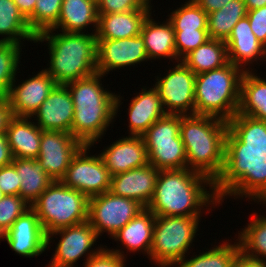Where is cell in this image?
Returning a JSON list of instances; mask_svg holds the SVG:
<instances>
[{"instance_id":"obj_1","label":"cell","mask_w":266,"mask_h":267,"mask_svg":"<svg viewBox=\"0 0 266 267\" xmlns=\"http://www.w3.org/2000/svg\"><path fill=\"white\" fill-rule=\"evenodd\" d=\"M225 164L214 182L222 206L230 199L266 201V122L236 113L228 122Z\"/></svg>"},{"instance_id":"obj_2","label":"cell","mask_w":266,"mask_h":267,"mask_svg":"<svg viewBox=\"0 0 266 267\" xmlns=\"http://www.w3.org/2000/svg\"><path fill=\"white\" fill-rule=\"evenodd\" d=\"M219 204L214 182L199 172L183 168L159 171L153 197L146 208L155 216H202L206 211V215L212 213Z\"/></svg>"},{"instance_id":"obj_3","label":"cell","mask_w":266,"mask_h":267,"mask_svg":"<svg viewBox=\"0 0 266 267\" xmlns=\"http://www.w3.org/2000/svg\"><path fill=\"white\" fill-rule=\"evenodd\" d=\"M104 78V75L96 72L65 84L74 104L71 134L83 145H92L93 148L102 142L109 126L113 127L125 101L121 93L116 94L110 88H105L102 84Z\"/></svg>"},{"instance_id":"obj_4","label":"cell","mask_w":266,"mask_h":267,"mask_svg":"<svg viewBox=\"0 0 266 267\" xmlns=\"http://www.w3.org/2000/svg\"><path fill=\"white\" fill-rule=\"evenodd\" d=\"M57 32V33H56ZM46 42V44H44ZM34 43L47 46L49 60L44 70L57 84L91 76L97 72L96 34L46 30Z\"/></svg>"},{"instance_id":"obj_5","label":"cell","mask_w":266,"mask_h":267,"mask_svg":"<svg viewBox=\"0 0 266 267\" xmlns=\"http://www.w3.org/2000/svg\"><path fill=\"white\" fill-rule=\"evenodd\" d=\"M227 131V121L220 118L180 114V135L185 147L187 168L215 182L225 164Z\"/></svg>"},{"instance_id":"obj_6","label":"cell","mask_w":266,"mask_h":267,"mask_svg":"<svg viewBox=\"0 0 266 267\" xmlns=\"http://www.w3.org/2000/svg\"><path fill=\"white\" fill-rule=\"evenodd\" d=\"M244 71L232 63L197 74L194 115L229 121L238 111L240 84Z\"/></svg>"},{"instance_id":"obj_7","label":"cell","mask_w":266,"mask_h":267,"mask_svg":"<svg viewBox=\"0 0 266 267\" xmlns=\"http://www.w3.org/2000/svg\"><path fill=\"white\" fill-rule=\"evenodd\" d=\"M201 217L155 216L150 263L155 267H176L183 258L192 254Z\"/></svg>"},{"instance_id":"obj_8","label":"cell","mask_w":266,"mask_h":267,"mask_svg":"<svg viewBox=\"0 0 266 267\" xmlns=\"http://www.w3.org/2000/svg\"><path fill=\"white\" fill-rule=\"evenodd\" d=\"M88 200L82 192L53 181L30 207L48 235L88 221Z\"/></svg>"},{"instance_id":"obj_9","label":"cell","mask_w":266,"mask_h":267,"mask_svg":"<svg viewBox=\"0 0 266 267\" xmlns=\"http://www.w3.org/2000/svg\"><path fill=\"white\" fill-rule=\"evenodd\" d=\"M149 164L158 170L187 168L185 147L180 135V114H166L142 135Z\"/></svg>"},{"instance_id":"obj_10","label":"cell","mask_w":266,"mask_h":267,"mask_svg":"<svg viewBox=\"0 0 266 267\" xmlns=\"http://www.w3.org/2000/svg\"><path fill=\"white\" fill-rule=\"evenodd\" d=\"M56 239L58 243H54ZM99 239L100 237L88 221L49 233L47 235V251L49 247L53 246L52 244H55V251L46 266L78 267V262L81 258H85L84 261L86 262L107 245H103L101 242L99 246L97 244Z\"/></svg>"},{"instance_id":"obj_11","label":"cell","mask_w":266,"mask_h":267,"mask_svg":"<svg viewBox=\"0 0 266 267\" xmlns=\"http://www.w3.org/2000/svg\"><path fill=\"white\" fill-rule=\"evenodd\" d=\"M172 66L168 63L169 68L164 69L167 73L155 76L153 86L167 114L194 115L196 74L182 61Z\"/></svg>"},{"instance_id":"obj_12","label":"cell","mask_w":266,"mask_h":267,"mask_svg":"<svg viewBox=\"0 0 266 267\" xmlns=\"http://www.w3.org/2000/svg\"><path fill=\"white\" fill-rule=\"evenodd\" d=\"M145 207L138 201L121 197L110 191L93 196L88 200V222L99 237H109L122 229Z\"/></svg>"},{"instance_id":"obj_13","label":"cell","mask_w":266,"mask_h":267,"mask_svg":"<svg viewBox=\"0 0 266 267\" xmlns=\"http://www.w3.org/2000/svg\"><path fill=\"white\" fill-rule=\"evenodd\" d=\"M90 151L92 145H83L60 180L67 187L82 192L88 199L110 191L112 177L100 155Z\"/></svg>"},{"instance_id":"obj_14","label":"cell","mask_w":266,"mask_h":267,"mask_svg":"<svg viewBox=\"0 0 266 267\" xmlns=\"http://www.w3.org/2000/svg\"><path fill=\"white\" fill-rule=\"evenodd\" d=\"M148 55L141 35L125 39H97L96 68L106 76L120 69L147 62ZM126 67V68H125ZM114 70V71H113Z\"/></svg>"},{"instance_id":"obj_15","label":"cell","mask_w":266,"mask_h":267,"mask_svg":"<svg viewBox=\"0 0 266 267\" xmlns=\"http://www.w3.org/2000/svg\"><path fill=\"white\" fill-rule=\"evenodd\" d=\"M82 146L71 133L43 130L37 160L53 181H60Z\"/></svg>"},{"instance_id":"obj_16","label":"cell","mask_w":266,"mask_h":267,"mask_svg":"<svg viewBox=\"0 0 266 267\" xmlns=\"http://www.w3.org/2000/svg\"><path fill=\"white\" fill-rule=\"evenodd\" d=\"M41 69L22 82L17 76L11 84L6 98L15 116L32 117L57 85L43 67Z\"/></svg>"},{"instance_id":"obj_17","label":"cell","mask_w":266,"mask_h":267,"mask_svg":"<svg viewBox=\"0 0 266 267\" xmlns=\"http://www.w3.org/2000/svg\"><path fill=\"white\" fill-rule=\"evenodd\" d=\"M4 240L17 255L29 259L39 257L47 251V235L31 207L19 216L0 238V241Z\"/></svg>"},{"instance_id":"obj_18","label":"cell","mask_w":266,"mask_h":267,"mask_svg":"<svg viewBox=\"0 0 266 267\" xmlns=\"http://www.w3.org/2000/svg\"><path fill=\"white\" fill-rule=\"evenodd\" d=\"M111 143L97 152L111 176L149 164L142 136L122 135Z\"/></svg>"},{"instance_id":"obj_19","label":"cell","mask_w":266,"mask_h":267,"mask_svg":"<svg viewBox=\"0 0 266 267\" xmlns=\"http://www.w3.org/2000/svg\"><path fill=\"white\" fill-rule=\"evenodd\" d=\"M154 222L155 215L149 209L145 208L112 236L111 239H113L116 244L120 242L117 244L116 248H107L126 259L127 255H129L127 254L128 252L130 254L140 252L139 254L143 253L149 260Z\"/></svg>"},{"instance_id":"obj_20","label":"cell","mask_w":266,"mask_h":267,"mask_svg":"<svg viewBox=\"0 0 266 267\" xmlns=\"http://www.w3.org/2000/svg\"><path fill=\"white\" fill-rule=\"evenodd\" d=\"M74 104L66 85L57 84L31 117L42 130L71 133Z\"/></svg>"},{"instance_id":"obj_21","label":"cell","mask_w":266,"mask_h":267,"mask_svg":"<svg viewBox=\"0 0 266 267\" xmlns=\"http://www.w3.org/2000/svg\"><path fill=\"white\" fill-rule=\"evenodd\" d=\"M151 164L111 177L110 192L140 202L145 208L151 201L159 174Z\"/></svg>"},{"instance_id":"obj_22","label":"cell","mask_w":266,"mask_h":267,"mask_svg":"<svg viewBox=\"0 0 266 267\" xmlns=\"http://www.w3.org/2000/svg\"><path fill=\"white\" fill-rule=\"evenodd\" d=\"M225 43L230 63L243 71L256 70L254 67L262 60L264 45L253 34L247 15L234 26Z\"/></svg>"},{"instance_id":"obj_23","label":"cell","mask_w":266,"mask_h":267,"mask_svg":"<svg viewBox=\"0 0 266 267\" xmlns=\"http://www.w3.org/2000/svg\"><path fill=\"white\" fill-rule=\"evenodd\" d=\"M151 86H141L140 92H136L126 108L128 136H142L154 122L167 114L158 91Z\"/></svg>"},{"instance_id":"obj_24","label":"cell","mask_w":266,"mask_h":267,"mask_svg":"<svg viewBox=\"0 0 266 267\" xmlns=\"http://www.w3.org/2000/svg\"><path fill=\"white\" fill-rule=\"evenodd\" d=\"M140 35L143 38L149 62L162 59H168L169 64L178 62L175 31L167 18L166 21L159 22L154 19L151 11L142 24Z\"/></svg>"},{"instance_id":"obj_25","label":"cell","mask_w":266,"mask_h":267,"mask_svg":"<svg viewBox=\"0 0 266 267\" xmlns=\"http://www.w3.org/2000/svg\"><path fill=\"white\" fill-rule=\"evenodd\" d=\"M98 19L97 2L94 0H63L59 19L51 29L96 34Z\"/></svg>"},{"instance_id":"obj_26","label":"cell","mask_w":266,"mask_h":267,"mask_svg":"<svg viewBox=\"0 0 266 267\" xmlns=\"http://www.w3.org/2000/svg\"><path fill=\"white\" fill-rule=\"evenodd\" d=\"M42 131L31 117L15 116L6 131L13 158L37 159Z\"/></svg>"},{"instance_id":"obj_27","label":"cell","mask_w":266,"mask_h":267,"mask_svg":"<svg viewBox=\"0 0 266 267\" xmlns=\"http://www.w3.org/2000/svg\"><path fill=\"white\" fill-rule=\"evenodd\" d=\"M153 8L133 10L124 13L98 15L97 39H125L139 36L141 27Z\"/></svg>"},{"instance_id":"obj_28","label":"cell","mask_w":266,"mask_h":267,"mask_svg":"<svg viewBox=\"0 0 266 267\" xmlns=\"http://www.w3.org/2000/svg\"><path fill=\"white\" fill-rule=\"evenodd\" d=\"M255 71H244L242 75L237 113L266 122V77Z\"/></svg>"},{"instance_id":"obj_29","label":"cell","mask_w":266,"mask_h":267,"mask_svg":"<svg viewBox=\"0 0 266 267\" xmlns=\"http://www.w3.org/2000/svg\"><path fill=\"white\" fill-rule=\"evenodd\" d=\"M221 242L218 243L215 239V245L211 243L210 248H203L207 251L202 249L199 254L195 255L194 252L191 257L187 255L176 267H235L237 257L241 252L238 239L235 237L227 240L226 238Z\"/></svg>"},{"instance_id":"obj_30","label":"cell","mask_w":266,"mask_h":267,"mask_svg":"<svg viewBox=\"0 0 266 267\" xmlns=\"http://www.w3.org/2000/svg\"><path fill=\"white\" fill-rule=\"evenodd\" d=\"M20 184L19 196L30 206L48 188L53 180L47 175L37 159L13 158Z\"/></svg>"},{"instance_id":"obj_31","label":"cell","mask_w":266,"mask_h":267,"mask_svg":"<svg viewBox=\"0 0 266 267\" xmlns=\"http://www.w3.org/2000/svg\"><path fill=\"white\" fill-rule=\"evenodd\" d=\"M0 37L1 43L20 44L24 48L25 41L35 42L36 35L13 0H0Z\"/></svg>"},{"instance_id":"obj_32","label":"cell","mask_w":266,"mask_h":267,"mask_svg":"<svg viewBox=\"0 0 266 267\" xmlns=\"http://www.w3.org/2000/svg\"><path fill=\"white\" fill-rule=\"evenodd\" d=\"M196 75L219 69L229 63L224 41L209 39L181 60Z\"/></svg>"},{"instance_id":"obj_33","label":"cell","mask_w":266,"mask_h":267,"mask_svg":"<svg viewBox=\"0 0 266 267\" xmlns=\"http://www.w3.org/2000/svg\"><path fill=\"white\" fill-rule=\"evenodd\" d=\"M250 214V220L234 235L239 242L241 253L253 259L266 261V215Z\"/></svg>"},{"instance_id":"obj_34","label":"cell","mask_w":266,"mask_h":267,"mask_svg":"<svg viewBox=\"0 0 266 267\" xmlns=\"http://www.w3.org/2000/svg\"><path fill=\"white\" fill-rule=\"evenodd\" d=\"M247 15L244 0H232L224 7L208 14L210 39L226 41L234 26Z\"/></svg>"},{"instance_id":"obj_35","label":"cell","mask_w":266,"mask_h":267,"mask_svg":"<svg viewBox=\"0 0 266 267\" xmlns=\"http://www.w3.org/2000/svg\"><path fill=\"white\" fill-rule=\"evenodd\" d=\"M181 4L166 16L174 31L208 30V14L194 0Z\"/></svg>"},{"instance_id":"obj_36","label":"cell","mask_w":266,"mask_h":267,"mask_svg":"<svg viewBox=\"0 0 266 267\" xmlns=\"http://www.w3.org/2000/svg\"><path fill=\"white\" fill-rule=\"evenodd\" d=\"M22 47L20 44L0 42V98L7 97L11 84L21 73Z\"/></svg>"},{"instance_id":"obj_37","label":"cell","mask_w":266,"mask_h":267,"mask_svg":"<svg viewBox=\"0 0 266 267\" xmlns=\"http://www.w3.org/2000/svg\"><path fill=\"white\" fill-rule=\"evenodd\" d=\"M63 0H37L33 14L27 19L35 35L51 29L58 21Z\"/></svg>"},{"instance_id":"obj_38","label":"cell","mask_w":266,"mask_h":267,"mask_svg":"<svg viewBox=\"0 0 266 267\" xmlns=\"http://www.w3.org/2000/svg\"><path fill=\"white\" fill-rule=\"evenodd\" d=\"M30 208L18 195H4L0 200V238L11 228L14 221Z\"/></svg>"},{"instance_id":"obj_39","label":"cell","mask_w":266,"mask_h":267,"mask_svg":"<svg viewBox=\"0 0 266 267\" xmlns=\"http://www.w3.org/2000/svg\"><path fill=\"white\" fill-rule=\"evenodd\" d=\"M210 39L208 30L175 31V47L178 61Z\"/></svg>"},{"instance_id":"obj_40","label":"cell","mask_w":266,"mask_h":267,"mask_svg":"<svg viewBox=\"0 0 266 267\" xmlns=\"http://www.w3.org/2000/svg\"><path fill=\"white\" fill-rule=\"evenodd\" d=\"M152 0H98V15L112 13H124L133 10H143L145 8H154Z\"/></svg>"},{"instance_id":"obj_41","label":"cell","mask_w":266,"mask_h":267,"mask_svg":"<svg viewBox=\"0 0 266 267\" xmlns=\"http://www.w3.org/2000/svg\"><path fill=\"white\" fill-rule=\"evenodd\" d=\"M127 260L105 246L99 253L83 262V267H127Z\"/></svg>"},{"instance_id":"obj_42","label":"cell","mask_w":266,"mask_h":267,"mask_svg":"<svg viewBox=\"0 0 266 267\" xmlns=\"http://www.w3.org/2000/svg\"><path fill=\"white\" fill-rule=\"evenodd\" d=\"M19 176L13 164L0 168V189L4 195H18L20 192Z\"/></svg>"},{"instance_id":"obj_43","label":"cell","mask_w":266,"mask_h":267,"mask_svg":"<svg viewBox=\"0 0 266 267\" xmlns=\"http://www.w3.org/2000/svg\"><path fill=\"white\" fill-rule=\"evenodd\" d=\"M247 17L253 34L264 45L266 43V6L247 11Z\"/></svg>"},{"instance_id":"obj_44","label":"cell","mask_w":266,"mask_h":267,"mask_svg":"<svg viewBox=\"0 0 266 267\" xmlns=\"http://www.w3.org/2000/svg\"><path fill=\"white\" fill-rule=\"evenodd\" d=\"M15 117L7 98H0V133H6L11 120Z\"/></svg>"},{"instance_id":"obj_45","label":"cell","mask_w":266,"mask_h":267,"mask_svg":"<svg viewBox=\"0 0 266 267\" xmlns=\"http://www.w3.org/2000/svg\"><path fill=\"white\" fill-rule=\"evenodd\" d=\"M13 155L8 144L7 134L0 133V168L12 164Z\"/></svg>"},{"instance_id":"obj_46","label":"cell","mask_w":266,"mask_h":267,"mask_svg":"<svg viewBox=\"0 0 266 267\" xmlns=\"http://www.w3.org/2000/svg\"><path fill=\"white\" fill-rule=\"evenodd\" d=\"M206 14L215 12L232 0H194Z\"/></svg>"},{"instance_id":"obj_47","label":"cell","mask_w":266,"mask_h":267,"mask_svg":"<svg viewBox=\"0 0 266 267\" xmlns=\"http://www.w3.org/2000/svg\"><path fill=\"white\" fill-rule=\"evenodd\" d=\"M235 267H266V261L250 258L240 252Z\"/></svg>"},{"instance_id":"obj_48","label":"cell","mask_w":266,"mask_h":267,"mask_svg":"<svg viewBox=\"0 0 266 267\" xmlns=\"http://www.w3.org/2000/svg\"><path fill=\"white\" fill-rule=\"evenodd\" d=\"M17 5L19 12L27 20L34 12L37 0H13Z\"/></svg>"},{"instance_id":"obj_49","label":"cell","mask_w":266,"mask_h":267,"mask_svg":"<svg viewBox=\"0 0 266 267\" xmlns=\"http://www.w3.org/2000/svg\"><path fill=\"white\" fill-rule=\"evenodd\" d=\"M247 11L255 10L266 6V0H244Z\"/></svg>"},{"instance_id":"obj_50","label":"cell","mask_w":266,"mask_h":267,"mask_svg":"<svg viewBox=\"0 0 266 267\" xmlns=\"http://www.w3.org/2000/svg\"><path fill=\"white\" fill-rule=\"evenodd\" d=\"M263 63L266 64V43H265L264 46H263V56H262V60H261V63H260L258 66H260L261 64L263 65Z\"/></svg>"},{"instance_id":"obj_51","label":"cell","mask_w":266,"mask_h":267,"mask_svg":"<svg viewBox=\"0 0 266 267\" xmlns=\"http://www.w3.org/2000/svg\"><path fill=\"white\" fill-rule=\"evenodd\" d=\"M3 197H4V194H3V192H2L1 189H0V200H1Z\"/></svg>"}]
</instances>
